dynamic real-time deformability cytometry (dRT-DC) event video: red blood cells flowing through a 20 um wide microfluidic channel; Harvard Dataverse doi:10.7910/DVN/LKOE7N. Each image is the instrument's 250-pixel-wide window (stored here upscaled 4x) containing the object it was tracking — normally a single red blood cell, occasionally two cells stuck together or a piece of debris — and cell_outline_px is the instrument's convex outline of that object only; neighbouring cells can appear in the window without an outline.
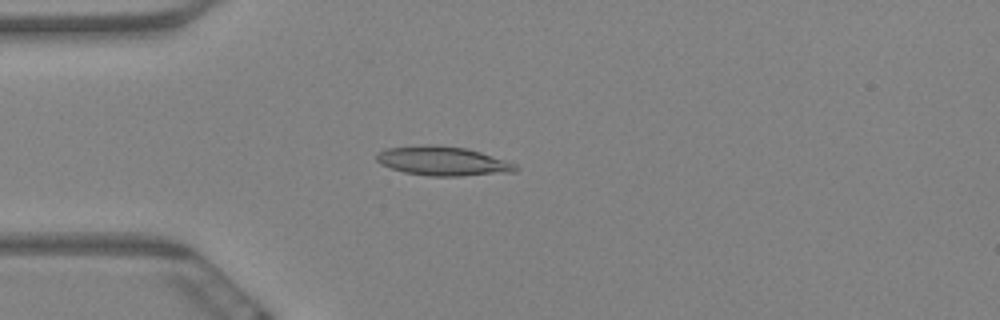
{"species": "Egyptian fruit bat (a non-hibernating species)", "species_latin": "Rousettus aegyptiacus", "temperature_condition": "warm", "stored_images_in_passage": 7, "camera_frame_rate_fps": 3000, "um_per_image_px": 0.085, "animal": {"sex": "female"}, "frame": {"image": 1, "passage_image": 5, "time_ms": 1.333, "image_size_px": [1000, 320], "cell_outline_px": [[520, 168], [516, 172], [460, 176], [428, 176], [404, 172], [380, 164], [376, 160], [376, 152], [384, 148], [424, 144], [436, 144], [468, 148], [516, 164]], "centroid_in_image_um": [37.61, 13.68], "position_along_channel_um": 47.4, "area_um2": 23.99}}
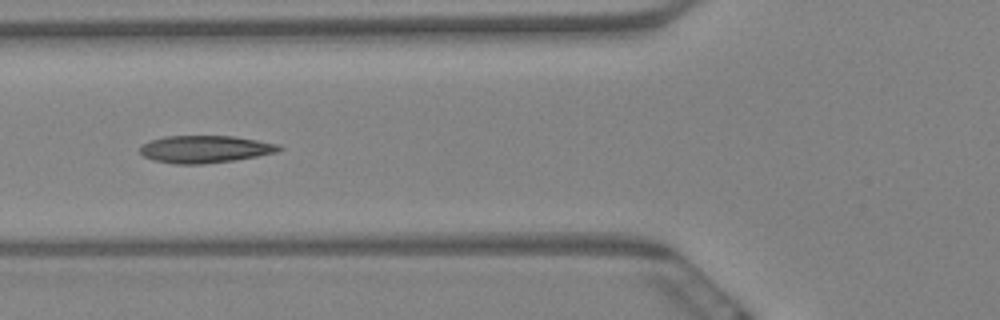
{"frame": {"image": 2, "passage_image": 7, "time_ms": 2.0, "image_size_px": [1000, 320], "cell_outline_px": [[284, 148], [276, 152], [256, 156], [232, 160], [204, 164], [176, 164], [152, 160], [144, 156], [140, 152], [140, 148], [144, 144], [152, 140], [164, 136], [236, 136], [280, 144]], "centroid_in_image_um": [17.45, 12.67], "position_along_channel_um": 108.4, "area_um2": 22.08}}